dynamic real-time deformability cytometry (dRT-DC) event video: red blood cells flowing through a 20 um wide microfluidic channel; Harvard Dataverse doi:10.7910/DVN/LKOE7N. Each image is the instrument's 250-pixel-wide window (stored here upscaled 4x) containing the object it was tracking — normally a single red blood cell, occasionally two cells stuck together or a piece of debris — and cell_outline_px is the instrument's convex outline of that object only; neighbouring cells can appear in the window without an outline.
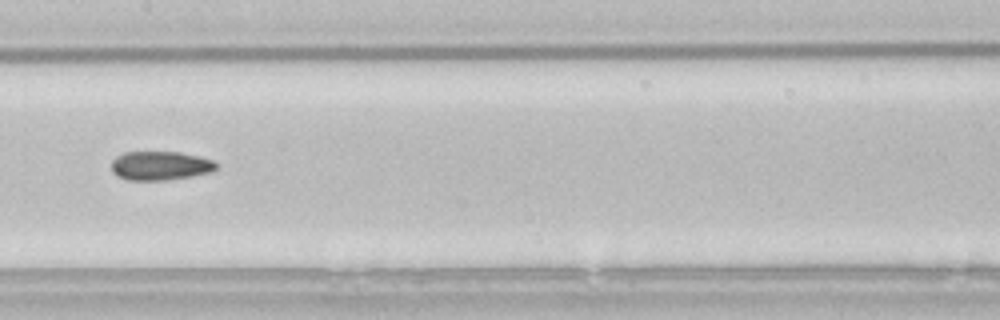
{"species": "common noctule bat (a hibernating species)", "species_latin": "Nyctalus noctula", "temperature_condition": "room temperature", "stored_images_in_passage": 36, "camera_frame_rate_fps": 3000, "um_per_image_px": 0.085, "animal": {"sex": "male", "body_mass_g": 21.5, "forearm_length_mm": 52.0}, "frame": {"image": 1, "passage_image": 11, "time_ms": 3.333, "image_size_px": [1000, 320], "cell_outline_px": [[216, 168], [212, 172], [192, 176], [168, 180], [128, 180], [116, 176], [112, 172], [112, 160], [116, 156], [124, 152], [180, 152], [200, 156], [212, 160], [216, 164]], "centroid_in_image_um": [13.6, 14.08], "position_along_channel_um": 193.8, "area_um2": 17.8}}